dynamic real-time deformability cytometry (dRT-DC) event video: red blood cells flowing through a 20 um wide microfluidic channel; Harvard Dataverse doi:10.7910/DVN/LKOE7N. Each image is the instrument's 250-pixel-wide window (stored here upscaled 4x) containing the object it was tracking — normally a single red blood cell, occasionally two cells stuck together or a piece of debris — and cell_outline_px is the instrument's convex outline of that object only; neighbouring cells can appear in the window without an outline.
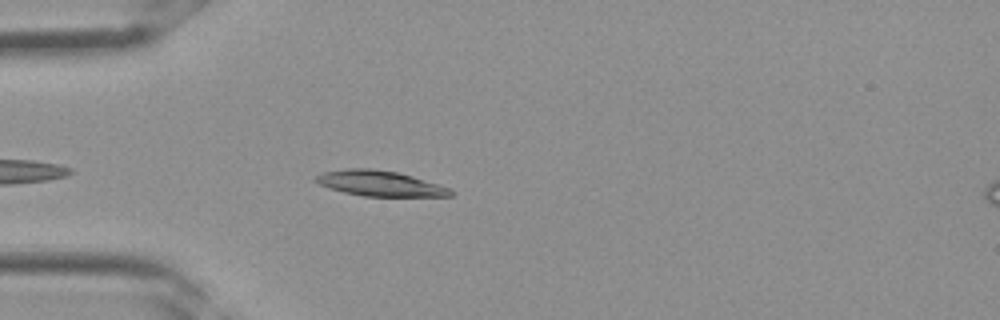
{"species": "Egyptian fruit bat (a non-hibernating species)", "species_latin": "Rousettus aegyptiacus", "temperature_condition": "room temperature", "stored_images_in_passage": 28, "camera_frame_rate_fps": 3000, "um_per_image_px": 0.085, "frame": {"image": 1, "passage_image": 3, "time_ms": 0.667, "image_size_px": [1000, 320], "cell_outline_px": [[452, 196], [364, 196], [344, 192], [328, 188], [312, 180], [316, 176], [324, 172], [348, 168], [372, 168], [396, 172], [412, 176], [440, 184], [452, 188]], "centroid_in_image_um": [32.29, 15.59], "position_along_channel_um": 52.7, "area_um2": 19.94}}
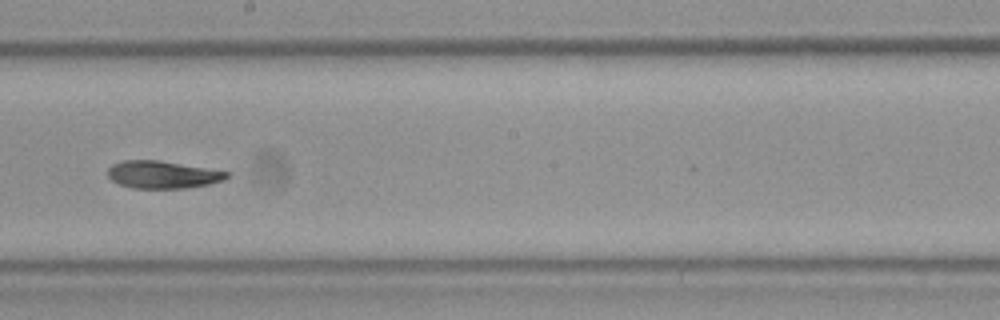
{"frame": {"image": 2, "passage_image": 13, "time_ms": 4.0, "image_size_px": [1000, 320], "cell_outline_px": [[228, 176], [224, 180], [208, 184], [184, 188], [132, 188], [120, 184], [112, 180], [108, 176], [108, 168], [112, 164], [124, 160], [160, 160], [228, 172]], "centroid_in_image_um": [13.78, 14.84], "position_along_channel_um": 234.4, "area_um2": 18.84}}
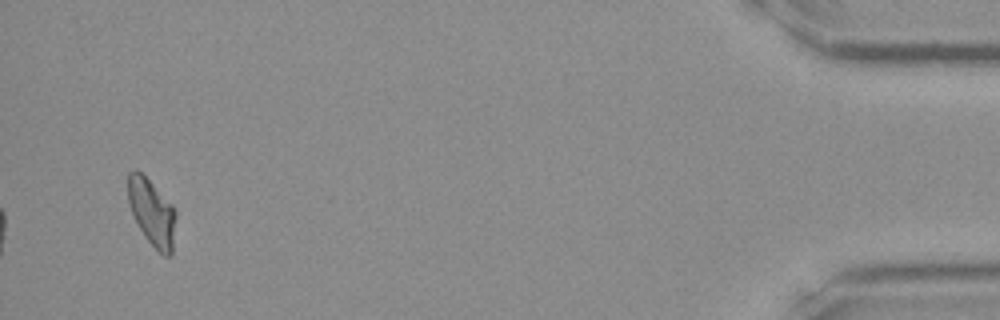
{"frame": {"image": 3, "passage_image": 27, "time_ms": 8.667, "image_size_px": [1000, 320], "cell_outline_px": [[176, 216], [172, 252], [168, 256], [164, 256], [148, 240], [140, 228], [128, 204], [128, 172], [136, 168], [176, 208]], "centroid_in_image_um": [12.92, 18.03], "position_along_channel_um": 422.3, "area_um2": 18.26}}